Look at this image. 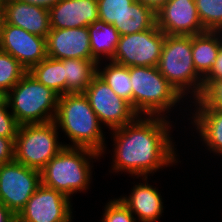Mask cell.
<instances>
[{
	"label": "cell",
	"instance_id": "1",
	"mask_svg": "<svg viewBox=\"0 0 222 222\" xmlns=\"http://www.w3.org/2000/svg\"><path fill=\"white\" fill-rule=\"evenodd\" d=\"M169 119L138 115L123 127L110 130L113 156L109 172L114 175L124 172L137 179L181 163L171 134L175 122Z\"/></svg>",
	"mask_w": 222,
	"mask_h": 222
},
{
	"label": "cell",
	"instance_id": "2",
	"mask_svg": "<svg viewBox=\"0 0 222 222\" xmlns=\"http://www.w3.org/2000/svg\"><path fill=\"white\" fill-rule=\"evenodd\" d=\"M54 122L71 143H65V147L87 148L105 157V128L84 93L59 96Z\"/></svg>",
	"mask_w": 222,
	"mask_h": 222
},
{
	"label": "cell",
	"instance_id": "3",
	"mask_svg": "<svg viewBox=\"0 0 222 222\" xmlns=\"http://www.w3.org/2000/svg\"><path fill=\"white\" fill-rule=\"evenodd\" d=\"M101 157L91 149L64 147L41 170V184L72 200L77 192L84 193L90 189L93 162Z\"/></svg>",
	"mask_w": 222,
	"mask_h": 222
},
{
	"label": "cell",
	"instance_id": "4",
	"mask_svg": "<svg viewBox=\"0 0 222 222\" xmlns=\"http://www.w3.org/2000/svg\"><path fill=\"white\" fill-rule=\"evenodd\" d=\"M159 72L187 101L199 99L203 93V78L197 73L192 59L191 35H165Z\"/></svg>",
	"mask_w": 222,
	"mask_h": 222
},
{
	"label": "cell",
	"instance_id": "5",
	"mask_svg": "<svg viewBox=\"0 0 222 222\" xmlns=\"http://www.w3.org/2000/svg\"><path fill=\"white\" fill-rule=\"evenodd\" d=\"M130 78L132 108L138 115L169 118L179 104L185 105V99L159 72L157 66L130 67Z\"/></svg>",
	"mask_w": 222,
	"mask_h": 222
},
{
	"label": "cell",
	"instance_id": "6",
	"mask_svg": "<svg viewBox=\"0 0 222 222\" xmlns=\"http://www.w3.org/2000/svg\"><path fill=\"white\" fill-rule=\"evenodd\" d=\"M59 95L27 72L7 93L11 113L19 125L52 122Z\"/></svg>",
	"mask_w": 222,
	"mask_h": 222
},
{
	"label": "cell",
	"instance_id": "7",
	"mask_svg": "<svg viewBox=\"0 0 222 222\" xmlns=\"http://www.w3.org/2000/svg\"><path fill=\"white\" fill-rule=\"evenodd\" d=\"M59 136L54 121L19 125L14 142V160L41 171L65 147L62 141L59 142Z\"/></svg>",
	"mask_w": 222,
	"mask_h": 222
},
{
	"label": "cell",
	"instance_id": "8",
	"mask_svg": "<svg viewBox=\"0 0 222 222\" xmlns=\"http://www.w3.org/2000/svg\"><path fill=\"white\" fill-rule=\"evenodd\" d=\"M165 33L157 25L139 33L120 36L116 52L110 61L127 66H158Z\"/></svg>",
	"mask_w": 222,
	"mask_h": 222
},
{
	"label": "cell",
	"instance_id": "9",
	"mask_svg": "<svg viewBox=\"0 0 222 222\" xmlns=\"http://www.w3.org/2000/svg\"><path fill=\"white\" fill-rule=\"evenodd\" d=\"M41 185V171L15 160L0 165V201L15 215Z\"/></svg>",
	"mask_w": 222,
	"mask_h": 222
},
{
	"label": "cell",
	"instance_id": "10",
	"mask_svg": "<svg viewBox=\"0 0 222 222\" xmlns=\"http://www.w3.org/2000/svg\"><path fill=\"white\" fill-rule=\"evenodd\" d=\"M84 95L100 123L109 130L123 127L138 116L131 104L119 97L98 74L93 77Z\"/></svg>",
	"mask_w": 222,
	"mask_h": 222
},
{
	"label": "cell",
	"instance_id": "11",
	"mask_svg": "<svg viewBox=\"0 0 222 222\" xmlns=\"http://www.w3.org/2000/svg\"><path fill=\"white\" fill-rule=\"evenodd\" d=\"M71 202L63 193L41 184L16 219L19 222H73Z\"/></svg>",
	"mask_w": 222,
	"mask_h": 222
},
{
	"label": "cell",
	"instance_id": "12",
	"mask_svg": "<svg viewBox=\"0 0 222 222\" xmlns=\"http://www.w3.org/2000/svg\"><path fill=\"white\" fill-rule=\"evenodd\" d=\"M0 50L12 55L27 70L47 57L46 38L4 21Z\"/></svg>",
	"mask_w": 222,
	"mask_h": 222
},
{
	"label": "cell",
	"instance_id": "13",
	"mask_svg": "<svg viewBox=\"0 0 222 222\" xmlns=\"http://www.w3.org/2000/svg\"><path fill=\"white\" fill-rule=\"evenodd\" d=\"M156 25L166 35H196L205 32L195 0H168L156 12Z\"/></svg>",
	"mask_w": 222,
	"mask_h": 222
},
{
	"label": "cell",
	"instance_id": "14",
	"mask_svg": "<svg viewBox=\"0 0 222 222\" xmlns=\"http://www.w3.org/2000/svg\"><path fill=\"white\" fill-rule=\"evenodd\" d=\"M47 57L95 60L92 57L88 27L51 29L46 37Z\"/></svg>",
	"mask_w": 222,
	"mask_h": 222
},
{
	"label": "cell",
	"instance_id": "15",
	"mask_svg": "<svg viewBox=\"0 0 222 222\" xmlns=\"http://www.w3.org/2000/svg\"><path fill=\"white\" fill-rule=\"evenodd\" d=\"M138 179L140 182L132 186L129 195L119 198L134 214L137 222H158L165 209L162 192L148 183L150 178L138 177Z\"/></svg>",
	"mask_w": 222,
	"mask_h": 222
},
{
	"label": "cell",
	"instance_id": "16",
	"mask_svg": "<svg viewBox=\"0 0 222 222\" xmlns=\"http://www.w3.org/2000/svg\"><path fill=\"white\" fill-rule=\"evenodd\" d=\"M51 29L88 27L99 19L97 0H59L49 8Z\"/></svg>",
	"mask_w": 222,
	"mask_h": 222
},
{
	"label": "cell",
	"instance_id": "17",
	"mask_svg": "<svg viewBox=\"0 0 222 222\" xmlns=\"http://www.w3.org/2000/svg\"><path fill=\"white\" fill-rule=\"evenodd\" d=\"M4 21L44 38L51 30L49 9L22 1H6Z\"/></svg>",
	"mask_w": 222,
	"mask_h": 222
},
{
	"label": "cell",
	"instance_id": "18",
	"mask_svg": "<svg viewBox=\"0 0 222 222\" xmlns=\"http://www.w3.org/2000/svg\"><path fill=\"white\" fill-rule=\"evenodd\" d=\"M193 111V112H192ZM188 124H193L194 131L198 134V141L213 155L222 157V110L219 109H192Z\"/></svg>",
	"mask_w": 222,
	"mask_h": 222
},
{
	"label": "cell",
	"instance_id": "19",
	"mask_svg": "<svg viewBox=\"0 0 222 222\" xmlns=\"http://www.w3.org/2000/svg\"><path fill=\"white\" fill-rule=\"evenodd\" d=\"M221 46V31L192 35V59L195 70L202 78L211 70Z\"/></svg>",
	"mask_w": 222,
	"mask_h": 222
},
{
	"label": "cell",
	"instance_id": "20",
	"mask_svg": "<svg viewBox=\"0 0 222 222\" xmlns=\"http://www.w3.org/2000/svg\"><path fill=\"white\" fill-rule=\"evenodd\" d=\"M92 57L97 61H110L120 39L118 30L100 19L88 26Z\"/></svg>",
	"mask_w": 222,
	"mask_h": 222
},
{
	"label": "cell",
	"instance_id": "21",
	"mask_svg": "<svg viewBox=\"0 0 222 222\" xmlns=\"http://www.w3.org/2000/svg\"><path fill=\"white\" fill-rule=\"evenodd\" d=\"M66 94L84 93L97 74L96 60L63 59Z\"/></svg>",
	"mask_w": 222,
	"mask_h": 222
},
{
	"label": "cell",
	"instance_id": "22",
	"mask_svg": "<svg viewBox=\"0 0 222 222\" xmlns=\"http://www.w3.org/2000/svg\"><path fill=\"white\" fill-rule=\"evenodd\" d=\"M112 25L118 30L120 36L139 33L156 25V13L135 1Z\"/></svg>",
	"mask_w": 222,
	"mask_h": 222
},
{
	"label": "cell",
	"instance_id": "23",
	"mask_svg": "<svg viewBox=\"0 0 222 222\" xmlns=\"http://www.w3.org/2000/svg\"><path fill=\"white\" fill-rule=\"evenodd\" d=\"M97 74L111 87V89L119 97L129 102L132 106V84L130 78V67L105 60V62H98Z\"/></svg>",
	"mask_w": 222,
	"mask_h": 222
},
{
	"label": "cell",
	"instance_id": "24",
	"mask_svg": "<svg viewBox=\"0 0 222 222\" xmlns=\"http://www.w3.org/2000/svg\"><path fill=\"white\" fill-rule=\"evenodd\" d=\"M28 72L59 96L66 94V77H64L62 60L46 57L40 63L32 66Z\"/></svg>",
	"mask_w": 222,
	"mask_h": 222
},
{
	"label": "cell",
	"instance_id": "25",
	"mask_svg": "<svg viewBox=\"0 0 222 222\" xmlns=\"http://www.w3.org/2000/svg\"><path fill=\"white\" fill-rule=\"evenodd\" d=\"M28 72L12 55L0 50V89L6 94Z\"/></svg>",
	"mask_w": 222,
	"mask_h": 222
},
{
	"label": "cell",
	"instance_id": "26",
	"mask_svg": "<svg viewBox=\"0 0 222 222\" xmlns=\"http://www.w3.org/2000/svg\"><path fill=\"white\" fill-rule=\"evenodd\" d=\"M195 5L204 29L222 32V0H195Z\"/></svg>",
	"mask_w": 222,
	"mask_h": 222
},
{
	"label": "cell",
	"instance_id": "27",
	"mask_svg": "<svg viewBox=\"0 0 222 222\" xmlns=\"http://www.w3.org/2000/svg\"><path fill=\"white\" fill-rule=\"evenodd\" d=\"M187 106L193 109H219L222 110V80L213 81L202 93L199 99H196Z\"/></svg>",
	"mask_w": 222,
	"mask_h": 222
},
{
	"label": "cell",
	"instance_id": "28",
	"mask_svg": "<svg viewBox=\"0 0 222 222\" xmlns=\"http://www.w3.org/2000/svg\"><path fill=\"white\" fill-rule=\"evenodd\" d=\"M103 208L101 222H137L134 214L119 197L110 199Z\"/></svg>",
	"mask_w": 222,
	"mask_h": 222
},
{
	"label": "cell",
	"instance_id": "29",
	"mask_svg": "<svg viewBox=\"0 0 222 222\" xmlns=\"http://www.w3.org/2000/svg\"><path fill=\"white\" fill-rule=\"evenodd\" d=\"M135 0H97L100 20L113 24Z\"/></svg>",
	"mask_w": 222,
	"mask_h": 222
},
{
	"label": "cell",
	"instance_id": "30",
	"mask_svg": "<svg viewBox=\"0 0 222 222\" xmlns=\"http://www.w3.org/2000/svg\"><path fill=\"white\" fill-rule=\"evenodd\" d=\"M9 110L10 108L6 97L0 103V136L16 139L19 124Z\"/></svg>",
	"mask_w": 222,
	"mask_h": 222
},
{
	"label": "cell",
	"instance_id": "31",
	"mask_svg": "<svg viewBox=\"0 0 222 222\" xmlns=\"http://www.w3.org/2000/svg\"><path fill=\"white\" fill-rule=\"evenodd\" d=\"M222 80V46L211 70L203 77V91L213 82Z\"/></svg>",
	"mask_w": 222,
	"mask_h": 222
},
{
	"label": "cell",
	"instance_id": "32",
	"mask_svg": "<svg viewBox=\"0 0 222 222\" xmlns=\"http://www.w3.org/2000/svg\"><path fill=\"white\" fill-rule=\"evenodd\" d=\"M14 142L15 139L0 136V165L14 161Z\"/></svg>",
	"mask_w": 222,
	"mask_h": 222
},
{
	"label": "cell",
	"instance_id": "33",
	"mask_svg": "<svg viewBox=\"0 0 222 222\" xmlns=\"http://www.w3.org/2000/svg\"><path fill=\"white\" fill-rule=\"evenodd\" d=\"M150 9H152L155 13L158 12L168 0H135Z\"/></svg>",
	"mask_w": 222,
	"mask_h": 222
},
{
	"label": "cell",
	"instance_id": "34",
	"mask_svg": "<svg viewBox=\"0 0 222 222\" xmlns=\"http://www.w3.org/2000/svg\"><path fill=\"white\" fill-rule=\"evenodd\" d=\"M16 216L0 201V222H14Z\"/></svg>",
	"mask_w": 222,
	"mask_h": 222
},
{
	"label": "cell",
	"instance_id": "35",
	"mask_svg": "<svg viewBox=\"0 0 222 222\" xmlns=\"http://www.w3.org/2000/svg\"><path fill=\"white\" fill-rule=\"evenodd\" d=\"M26 2L28 4L39 5L49 9L51 6H54L59 0H16Z\"/></svg>",
	"mask_w": 222,
	"mask_h": 222
},
{
	"label": "cell",
	"instance_id": "36",
	"mask_svg": "<svg viewBox=\"0 0 222 222\" xmlns=\"http://www.w3.org/2000/svg\"><path fill=\"white\" fill-rule=\"evenodd\" d=\"M7 0H0V15L4 16Z\"/></svg>",
	"mask_w": 222,
	"mask_h": 222
},
{
	"label": "cell",
	"instance_id": "37",
	"mask_svg": "<svg viewBox=\"0 0 222 222\" xmlns=\"http://www.w3.org/2000/svg\"><path fill=\"white\" fill-rule=\"evenodd\" d=\"M3 23H4V16L0 15V40H1Z\"/></svg>",
	"mask_w": 222,
	"mask_h": 222
},
{
	"label": "cell",
	"instance_id": "38",
	"mask_svg": "<svg viewBox=\"0 0 222 222\" xmlns=\"http://www.w3.org/2000/svg\"><path fill=\"white\" fill-rule=\"evenodd\" d=\"M7 97V94L0 89V103Z\"/></svg>",
	"mask_w": 222,
	"mask_h": 222
}]
</instances>
